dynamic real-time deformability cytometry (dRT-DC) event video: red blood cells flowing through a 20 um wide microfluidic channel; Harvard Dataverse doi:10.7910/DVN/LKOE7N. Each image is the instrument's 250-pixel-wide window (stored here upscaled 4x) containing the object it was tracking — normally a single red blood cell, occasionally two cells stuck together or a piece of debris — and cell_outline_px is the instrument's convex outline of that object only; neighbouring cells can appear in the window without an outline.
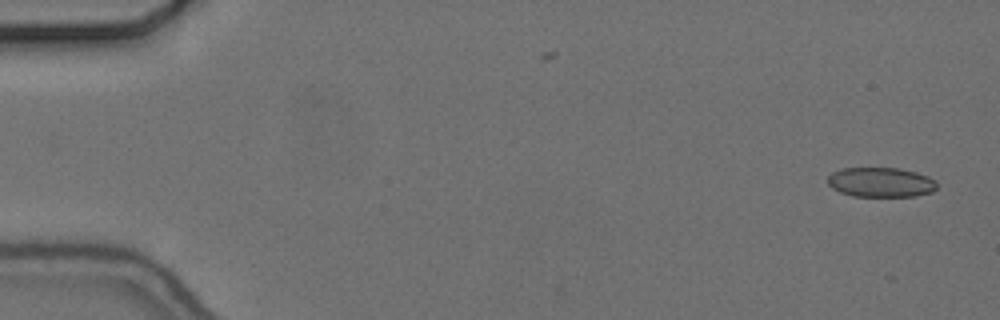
{"species": "common noctule bat (a hibernating species)", "species_latin": "Nyctalus noctula", "temperature_condition": "cold", "stored_images_in_passage": 12, "camera_frame_rate_fps": 3000, "um_per_image_px": 0.085, "animal": {"sex": "female", "body_mass_g": 24.6, "forearm_length_mm": 56.2}, "frame": {"image": 1, "passage_image": 1, "time_ms": 0.0, "image_size_px": [1000, 320], "cell_outline_px": [[936, 188], [932, 192], [916, 196], [852, 196], [840, 192], [832, 188], [828, 184], [828, 176], [832, 172], [844, 168], [900, 168], [916, 172], [928, 176], [936, 180]], "centroid_in_image_um": [74.87, 15.49], "position_along_channel_um": 10.1, "area_um2": 18.96}}